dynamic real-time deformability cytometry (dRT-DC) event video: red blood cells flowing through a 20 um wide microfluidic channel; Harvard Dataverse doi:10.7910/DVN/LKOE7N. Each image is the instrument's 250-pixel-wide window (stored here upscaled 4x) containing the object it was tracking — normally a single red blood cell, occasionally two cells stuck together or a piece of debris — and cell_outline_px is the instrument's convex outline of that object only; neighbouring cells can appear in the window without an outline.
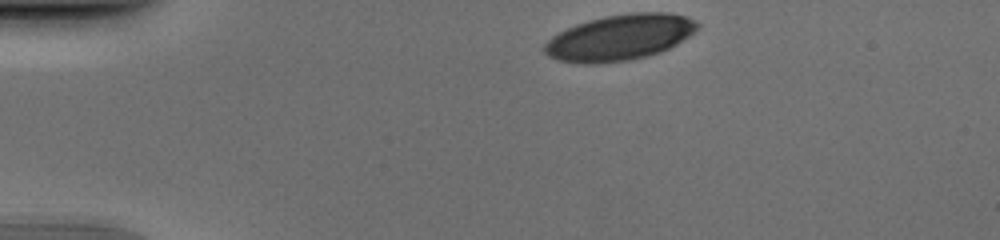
{"species": "human", "species_latin": "Homo sapiens", "temperature_condition": "cold", "stored_images_in_passage": 35, "camera_frame_rate_fps": 3000, "um_per_image_px": 0.085, "donor": {"sex": "male"}, "frame": {"image": 1, "passage_image": 1, "time_ms": 0.0, "image_size_px": [1000, 240], "cell_outline_px": [[700, 24], [688, 36], [676, 44], [660, 52], [648, 56], [628, 60], [596, 64], [584, 64], [556, 60], [548, 56], [540, 48], [552, 36], [576, 24], [588, 20], [604, 16], [632, 12], [668, 12], [684, 16], [696, 20]], "centroid_in_image_um": [52.63, 3.19], "position_along_channel_um": 32.4, "area_um2": 40.86}}
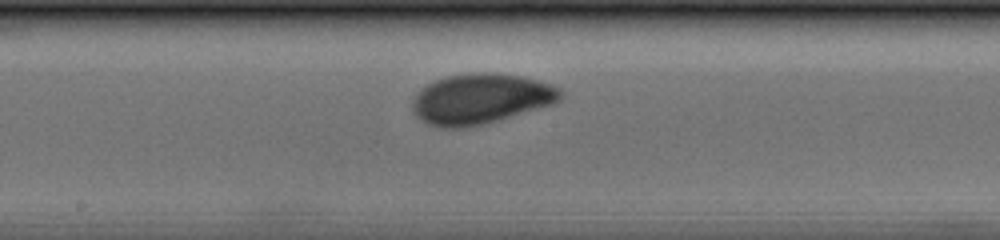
{"frame": {"image": 2, "passage_image": 19, "time_ms": 6.0, "image_size_px": [1000, 240], "cell_outline_px": [[564, 96], [560, 100], [552, 104], [496, 120], [464, 128], [440, 128], [424, 124], [412, 112], [412, 100], [420, 88], [436, 80], [448, 76], [484, 72], [520, 76], [540, 80], [552, 84], [560, 88], [564, 92]], "centroid_in_image_um": [40.84, 8.41], "position_along_channel_um": 207.4, "area_um2": 43.35}}
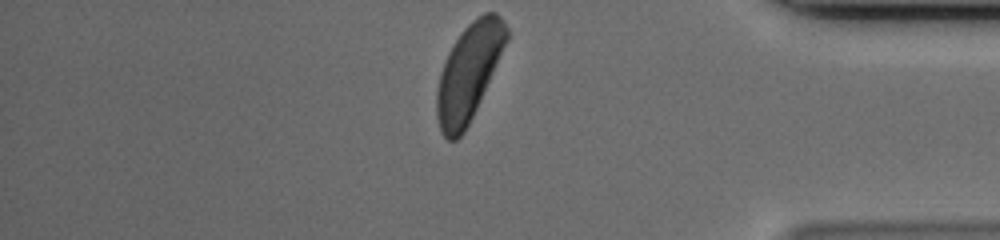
{"frame": {"image": 3, "passage_image": 35, "time_ms": 11.333, "image_size_px": [1000, 240], "cell_outline_px": [[508, 40], [476, 108], [464, 132], [456, 140], [448, 140], [440, 132], [436, 116], [436, 92], [440, 72], [448, 52], [452, 44], [460, 32], [472, 20], [484, 12], [496, 12], [504, 20], [508, 28]], "centroid_in_image_um": [39.83, 6.12], "position_along_channel_um": 395.4, "area_um2": 39.07}}